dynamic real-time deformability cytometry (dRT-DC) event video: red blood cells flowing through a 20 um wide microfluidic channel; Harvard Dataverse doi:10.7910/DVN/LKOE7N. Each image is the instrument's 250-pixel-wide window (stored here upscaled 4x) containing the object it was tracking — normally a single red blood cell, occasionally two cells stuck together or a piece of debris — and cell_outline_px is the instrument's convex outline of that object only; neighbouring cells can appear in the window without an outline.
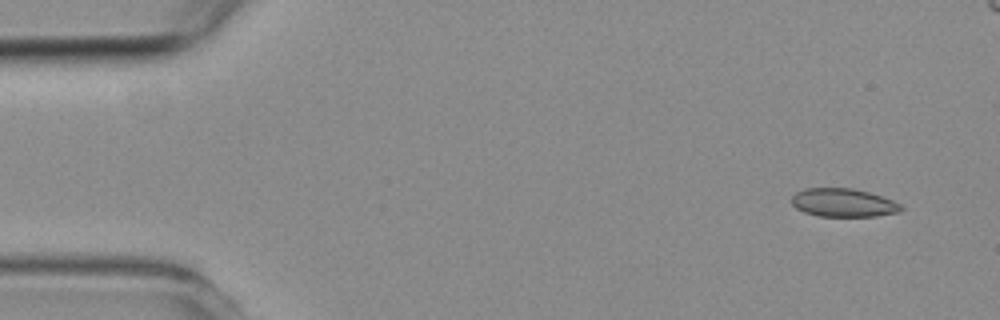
{"species": "common noctule bat (a hibernating species)", "species_latin": "Nyctalus noctula", "temperature_condition": "room temperature", "stored_images_in_passage": 5, "camera_frame_rate_fps": 3000, "um_per_image_px": 0.085, "animal": {"sex": "female", "body_mass_g": 19.3, "forearm_length_mm": 54.1}, "frame": {"image": 1, "passage_image": 1, "time_ms": 0.0, "image_size_px": [1000, 320], "cell_outline_px": [[904, 208], [900, 212], [876, 216], [816, 216], [804, 212], [796, 208], [792, 204], [792, 196], [796, 192], [804, 188], [852, 188], [868, 192], [892, 200], [900, 204]], "centroid_in_image_um": [71.67, 17.23], "position_along_channel_um": 13.3, "area_um2": 18.09}}